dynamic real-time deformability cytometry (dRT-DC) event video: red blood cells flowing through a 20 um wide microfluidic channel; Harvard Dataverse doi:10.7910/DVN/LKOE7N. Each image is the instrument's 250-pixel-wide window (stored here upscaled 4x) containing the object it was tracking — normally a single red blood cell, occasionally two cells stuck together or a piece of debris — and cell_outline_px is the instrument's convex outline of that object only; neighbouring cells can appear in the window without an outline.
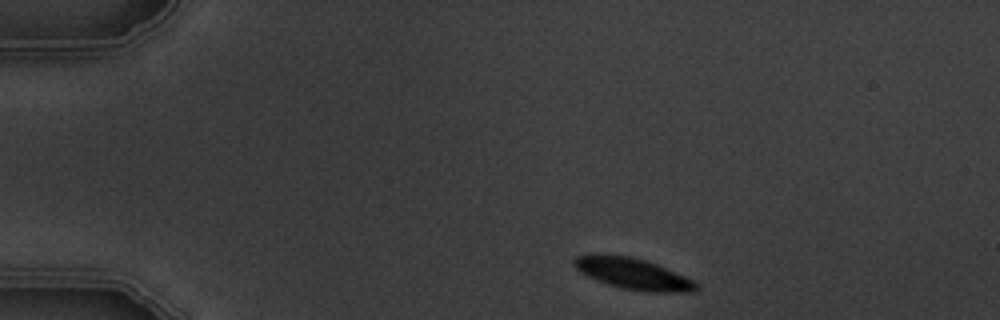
{"species": "common noctule bat (a hibernating species)", "species_latin": "Nyctalus noctula", "temperature_condition": "warm", "stored_images_in_passage": 3, "camera_frame_rate_fps": 3000, "um_per_image_px": 0.085, "animal": {"sex": "male", "body_mass_g": 19.5, "forearm_length_mm": 54.6}, "frame": {"image": 1, "passage_image": 1, "time_ms": 0.0, "image_size_px": [1000, 320], "cell_outline_px": [[700, 288], [696, 292], [648, 292], [620, 288], [596, 280], [580, 272], [572, 264], [572, 260], [576, 256], [588, 252], [596, 252], [632, 256], [656, 264], [684, 276], [700, 284]], "centroid_in_image_um": [53.75, 23.24], "position_along_channel_um": 31.2, "area_um2": 22.77}}